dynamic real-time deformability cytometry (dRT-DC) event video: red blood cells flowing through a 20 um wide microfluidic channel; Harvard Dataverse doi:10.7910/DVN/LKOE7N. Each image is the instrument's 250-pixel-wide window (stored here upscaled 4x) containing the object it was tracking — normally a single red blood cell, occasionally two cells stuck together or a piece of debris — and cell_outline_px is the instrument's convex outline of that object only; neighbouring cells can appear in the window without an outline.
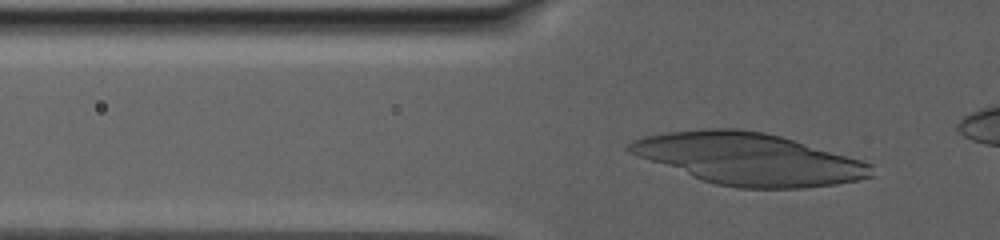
{"species": "human", "species_latin": "Homo sapiens", "temperature_condition": "warm", "stored_images_in_passage": 59, "camera_frame_rate_fps": 3000, "um_per_image_px": 0.085, "donor": {"sex": "male"}, "frame": {"image": 1, "passage_image": 21, "time_ms": 7.667, "image_size_px": [1000, 240], "cell_outline_px": [[876, 176], [836, 184], [804, 188], [736, 188], [716, 184], [700, 180], [628, 152], [624, 148], [632, 140], [644, 136], [668, 132], [700, 128], [736, 128], [764, 132], [780, 136], [860, 160], [872, 164]], "centroid_in_image_um": [63.62, 13.51], "position_along_channel_um": 62.2, "area_um2": 72.83}}